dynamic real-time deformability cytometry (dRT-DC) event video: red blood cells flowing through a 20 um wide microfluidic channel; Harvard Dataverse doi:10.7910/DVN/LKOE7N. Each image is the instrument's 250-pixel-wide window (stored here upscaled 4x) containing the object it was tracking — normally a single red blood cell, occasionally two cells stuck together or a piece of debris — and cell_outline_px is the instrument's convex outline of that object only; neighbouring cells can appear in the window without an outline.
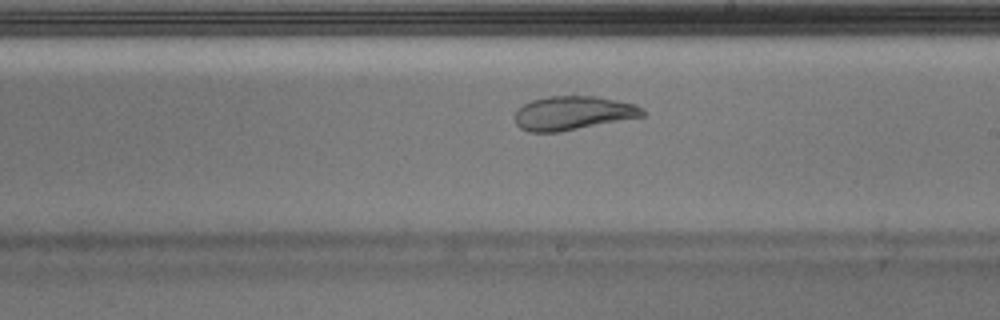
{"species": "Egyptian fruit bat (a non-hibernating species)", "species_latin": "Rousettus aegyptiacus", "temperature_condition": "warm", "stored_images_in_passage": 49, "camera_frame_rate_fps": 3000, "um_per_image_px": 0.085, "animal": {"sex": "male"}, "frame": {"image": 1, "passage_image": 28, "time_ms": 9.0, "image_size_px": [1000, 320], "cell_outline_px": [[648, 112], [644, 116], [560, 132], [528, 132], [520, 128], [516, 124], [516, 112], [524, 104], [532, 100], [548, 96], [572, 92], [596, 96], [636, 104], [644, 108]], "centroid_in_image_um": [48.74, 9.57], "position_along_channel_um": 240.3, "area_um2": 25.95}}